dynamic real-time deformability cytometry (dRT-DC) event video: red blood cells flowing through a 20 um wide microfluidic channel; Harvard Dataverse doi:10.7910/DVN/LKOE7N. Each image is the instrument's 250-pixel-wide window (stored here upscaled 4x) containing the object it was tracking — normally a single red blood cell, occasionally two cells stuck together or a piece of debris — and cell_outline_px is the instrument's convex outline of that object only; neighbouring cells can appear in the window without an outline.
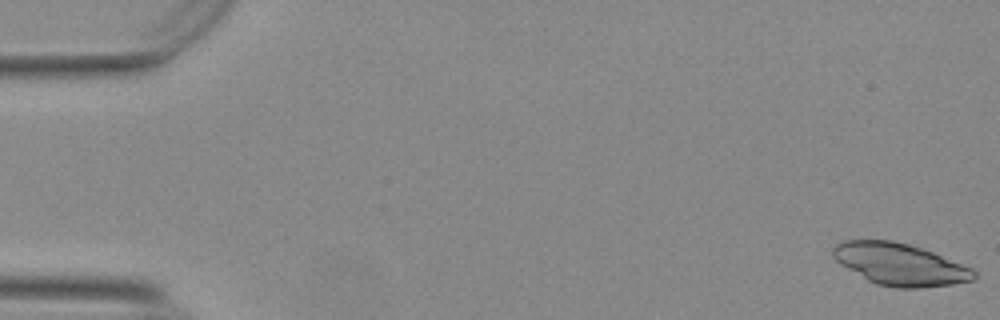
{"species": "Egyptian fruit bat (a non-hibernating species)", "species_latin": "Rousettus aegyptiacus", "temperature_condition": "warm", "stored_images_in_passage": 40, "camera_frame_rate_fps": 3000, "um_per_image_px": 0.085, "animal": {"sex": "female"}, "frame": {"image": 1, "passage_image": 1, "time_ms": 0.0, "image_size_px": [1000, 320], "cell_outline_px": [[976, 276], [972, 280], [952, 284], [920, 288], [896, 288], [876, 284], [868, 280], [840, 264], [832, 256], [832, 248], [836, 244], [844, 240], [892, 240], [908, 244], [932, 252], [972, 268], [976, 272]], "centroid_in_image_um": [76.47, 22.47], "position_along_channel_um": 8.5, "area_um2": 34.28}}
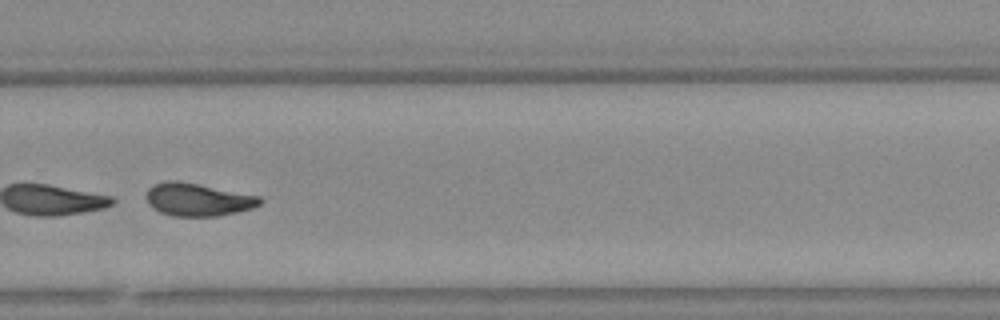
{"frame": {"image": 2, "passage_image": 38, "time_ms": 12.333, "image_size_px": [1000, 320], "cell_outline_px": [[264, 200], [260, 204], [252, 208], [220, 216], [172, 216], [160, 212], [152, 208], [148, 204], [148, 188], [152, 184], [164, 180], [176, 180], [260, 196]], "centroid_in_image_um": [16.8, 16.96], "position_along_channel_um": 313.0, "area_um2": 21.73}}